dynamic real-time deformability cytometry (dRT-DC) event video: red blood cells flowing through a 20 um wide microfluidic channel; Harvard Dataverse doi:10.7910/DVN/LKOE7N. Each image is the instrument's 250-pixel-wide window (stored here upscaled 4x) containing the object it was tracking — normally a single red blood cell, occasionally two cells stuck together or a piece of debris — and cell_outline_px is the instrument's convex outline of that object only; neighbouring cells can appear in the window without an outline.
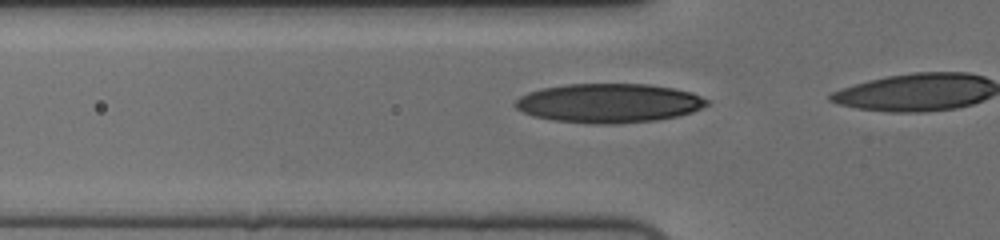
{"species": "human", "species_latin": "Homo sapiens", "temperature_condition": "cold", "stored_images_in_passage": 18, "camera_frame_rate_fps": 3000, "um_per_image_px": 0.085, "donor": {"sex": "female"}, "frame": {"image": 1, "passage_image": 15, "time_ms": 4.667, "image_size_px": [1000, 240], "cell_outline_px": [[708, 104], [692, 112], [676, 116], [656, 120], [616, 124], [592, 124], [552, 120], [532, 116], [516, 108], [512, 104], [520, 96], [528, 92], [540, 88], [568, 84], [648, 84], [672, 88], [692, 92], [708, 100]], "centroid_in_image_um": [51.71, 8.76], "position_along_channel_um": 74.1, "area_um2": 43.81}}